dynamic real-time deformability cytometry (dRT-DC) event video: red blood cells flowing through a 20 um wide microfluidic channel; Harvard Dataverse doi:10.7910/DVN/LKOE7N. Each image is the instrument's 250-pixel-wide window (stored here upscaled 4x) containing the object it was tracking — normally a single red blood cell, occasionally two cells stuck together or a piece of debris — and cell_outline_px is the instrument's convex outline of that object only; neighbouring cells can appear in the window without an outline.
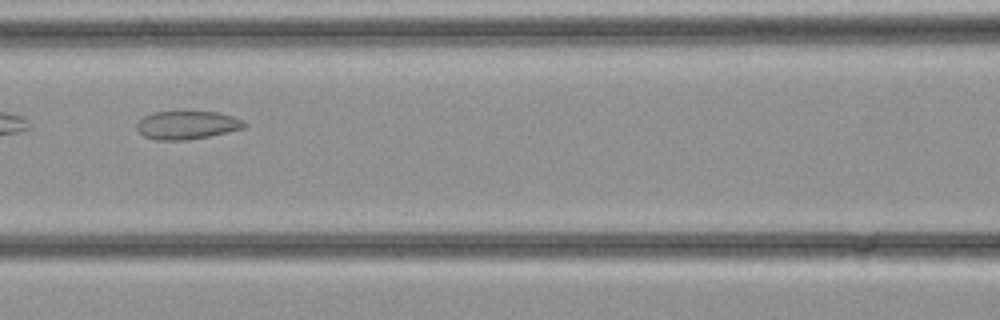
{"species": "common noctule bat (a hibernating species)", "species_latin": "Nyctalus noctula", "temperature_condition": "cold", "stored_images_in_passage": 37, "camera_frame_rate_fps": 3000, "um_per_image_px": 0.085, "animal": {"sex": "female", "body_mass_g": 21.9}, "frame": {"image": 1, "passage_image": 16, "time_ms": 5.0, "image_size_px": [1000, 320], "cell_outline_px": [[248, 124], [244, 128], [228, 132], [188, 140], [156, 140], [144, 136], [136, 128], [136, 124], [144, 116], [152, 112], [220, 112], [244, 120]], "centroid_in_image_um": [15.92, 10.63], "position_along_channel_um": 150.7, "area_um2": 17.74}}